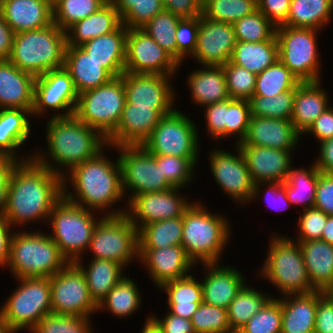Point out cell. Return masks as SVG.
<instances>
[{
	"instance_id": "cell-1",
	"label": "cell",
	"mask_w": 333,
	"mask_h": 333,
	"mask_svg": "<svg viewBox=\"0 0 333 333\" xmlns=\"http://www.w3.org/2000/svg\"><path fill=\"white\" fill-rule=\"evenodd\" d=\"M62 198L63 177L32 157L14 166L3 215L12 227L38 220L45 223Z\"/></svg>"
},
{
	"instance_id": "cell-2",
	"label": "cell",
	"mask_w": 333,
	"mask_h": 333,
	"mask_svg": "<svg viewBox=\"0 0 333 333\" xmlns=\"http://www.w3.org/2000/svg\"><path fill=\"white\" fill-rule=\"evenodd\" d=\"M94 158L73 167L63 176V197L82 208L92 211H103V216H119L126 213L122 209L109 210L112 205L124 198L122 190L121 166L119 159H108L104 151ZM68 182L74 189L67 190ZM69 191V192H68ZM75 192V193H74ZM74 193V194H73ZM107 209V212H106ZM107 213V214H106Z\"/></svg>"
},
{
	"instance_id": "cell-3",
	"label": "cell",
	"mask_w": 333,
	"mask_h": 333,
	"mask_svg": "<svg viewBox=\"0 0 333 333\" xmlns=\"http://www.w3.org/2000/svg\"><path fill=\"white\" fill-rule=\"evenodd\" d=\"M46 123L48 152L37 151L33 152L32 155L39 164L62 177L66 171L94 158L107 146L106 138L96 129L78 120L74 115L67 117H53L51 115ZM55 165H58L59 168ZM60 167L62 168L60 169Z\"/></svg>"
},
{
	"instance_id": "cell-4",
	"label": "cell",
	"mask_w": 333,
	"mask_h": 333,
	"mask_svg": "<svg viewBox=\"0 0 333 333\" xmlns=\"http://www.w3.org/2000/svg\"><path fill=\"white\" fill-rule=\"evenodd\" d=\"M222 215L197 200L185 210L181 245L195 265L220 262L231 237L229 219Z\"/></svg>"
},
{
	"instance_id": "cell-5",
	"label": "cell",
	"mask_w": 333,
	"mask_h": 333,
	"mask_svg": "<svg viewBox=\"0 0 333 333\" xmlns=\"http://www.w3.org/2000/svg\"><path fill=\"white\" fill-rule=\"evenodd\" d=\"M66 31L50 24L14 34L9 61L35 77L64 67Z\"/></svg>"
},
{
	"instance_id": "cell-6",
	"label": "cell",
	"mask_w": 333,
	"mask_h": 333,
	"mask_svg": "<svg viewBox=\"0 0 333 333\" xmlns=\"http://www.w3.org/2000/svg\"><path fill=\"white\" fill-rule=\"evenodd\" d=\"M26 231L11 237L7 266L15 279L50 278L69 263L47 233Z\"/></svg>"
},
{
	"instance_id": "cell-7",
	"label": "cell",
	"mask_w": 333,
	"mask_h": 333,
	"mask_svg": "<svg viewBox=\"0 0 333 333\" xmlns=\"http://www.w3.org/2000/svg\"><path fill=\"white\" fill-rule=\"evenodd\" d=\"M270 239L267 257L259 271L262 278L275 286L282 296L315 292L299 242L281 234Z\"/></svg>"
},
{
	"instance_id": "cell-8",
	"label": "cell",
	"mask_w": 333,
	"mask_h": 333,
	"mask_svg": "<svg viewBox=\"0 0 333 333\" xmlns=\"http://www.w3.org/2000/svg\"><path fill=\"white\" fill-rule=\"evenodd\" d=\"M92 210L82 208L64 197L54 206L49 219L52 233L48 235L58 245L68 262H75L88 251L98 219Z\"/></svg>"
},
{
	"instance_id": "cell-9",
	"label": "cell",
	"mask_w": 333,
	"mask_h": 333,
	"mask_svg": "<svg viewBox=\"0 0 333 333\" xmlns=\"http://www.w3.org/2000/svg\"><path fill=\"white\" fill-rule=\"evenodd\" d=\"M126 103L123 74L78 95L74 116L108 138L120 122Z\"/></svg>"
},
{
	"instance_id": "cell-10",
	"label": "cell",
	"mask_w": 333,
	"mask_h": 333,
	"mask_svg": "<svg viewBox=\"0 0 333 333\" xmlns=\"http://www.w3.org/2000/svg\"><path fill=\"white\" fill-rule=\"evenodd\" d=\"M16 290L0 308V319L10 327L29 332L52 312L50 278H18Z\"/></svg>"
},
{
	"instance_id": "cell-11",
	"label": "cell",
	"mask_w": 333,
	"mask_h": 333,
	"mask_svg": "<svg viewBox=\"0 0 333 333\" xmlns=\"http://www.w3.org/2000/svg\"><path fill=\"white\" fill-rule=\"evenodd\" d=\"M318 31L283 25L276 27L279 60L300 82L321 80Z\"/></svg>"
},
{
	"instance_id": "cell-12",
	"label": "cell",
	"mask_w": 333,
	"mask_h": 333,
	"mask_svg": "<svg viewBox=\"0 0 333 333\" xmlns=\"http://www.w3.org/2000/svg\"><path fill=\"white\" fill-rule=\"evenodd\" d=\"M93 259L114 261L124 268L139 259L138 229L126 214L103 216L99 219L90 240Z\"/></svg>"
},
{
	"instance_id": "cell-13",
	"label": "cell",
	"mask_w": 333,
	"mask_h": 333,
	"mask_svg": "<svg viewBox=\"0 0 333 333\" xmlns=\"http://www.w3.org/2000/svg\"><path fill=\"white\" fill-rule=\"evenodd\" d=\"M197 128L194 120L175 109L160 119L142 146L153 155L189 158L196 165L200 154Z\"/></svg>"
},
{
	"instance_id": "cell-14",
	"label": "cell",
	"mask_w": 333,
	"mask_h": 333,
	"mask_svg": "<svg viewBox=\"0 0 333 333\" xmlns=\"http://www.w3.org/2000/svg\"><path fill=\"white\" fill-rule=\"evenodd\" d=\"M119 152L123 194L127 202L135 195L160 192L173 186L161 171V156L149 153L142 145L114 147Z\"/></svg>"
},
{
	"instance_id": "cell-15",
	"label": "cell",
	"mask_w": 333,
	"mask_h": 333,
	"mask_svg": "<svg viewBox=\"0 0 333 333\" xmlns=\"http://www.w3.org/2000/svg\"><path fill=\"white\" fill-rule=\"evenodd\" d=\"M52 312L62 315L85 316L98 312L80 268L69 262L50 277Z\"/></svg>"
},
{
	"instance_id": "cell-16",
	"label": "cell",
	"mask_w": 333,
	"mask_h": 333,
	"mask_svg": "<svg viewBox=\"0 0 333 333\" xmlns=\"http://www.w3.org/2000/svg\"><path fill=\"white\" fill-rule=\"evenodd\" d=\"M78 95L73 80L64 67L48 71L36 77L31 114L33 117H42L46 111L56 110L59 113H55L53 117L74 115Z\"/></svg>"
},
{
	"instance_id": "cell-17",
	"label": "cell",
	"mask_w": 333,
	"mask_h": 333,
	"mask_svg": "<svg viewBox=\"0 0 333 333\" xmlns=\"http://www.w3.org/2000/svg\"><path fill=\"white\" fill-rule=\"evenodd\" d=\"M180 64L142 29H128L125 72L162 74L175 78Z\"/></svg>"
},
{
	"instance_id": "cell-18",
	"label": "cell",
	"mask_w": 333,
	"mask_h": 333,
	"mask_svg": "<svg viewBox=\"0 0 333 333\" xmlns=\"http://www.w3.org/2000/svg\"><path fill=\"white\" fill-rule=\"evenodd\" d=\"M235 147L234 154L220 148L211 150L208 162L213 178L222 191L236 204L245 205L252 198L254 183L239 146L235 144Z\"/></svg>"
},
{
	"instance_id": "cell-19",
	"label": "cell",
	"mask_w": 333,
	"mask_h": 333,
	"mask_svg": "<svg viewBox=\"0 0 333 333\" xmlns=\"http://www.w3.org/2000/svg\"><path fill=\"white\" fill-rule=\"evenodd\" d=\"M178 187L160 192H147L133 196L126 204V215L138 231L147 224L183 217L192 204L180 194Z\"/></svg>"
},
{
	"instance_id": "cell-20",
	"label": "cell",
	"mask_w": 333,
	"mask_h": 333,
	"mask_svg": "<svg viewBox=\"0 0 333 333\" xmlns=\"http://www.w3.org/2000/svg\"><path fill=\"white\" fill-rule=\"evenodd\" d=\"M171 79L169 75L124 72L126 103L153 107L162 116L171 114L176 108L173 104L176 93L170 83Z\"/></svg>"
},
{
	"instance_id": "cell-21",
	"label": "cell",
	"mask_w": 333,
	"mask_h": 333,
	"mask_svg": "<svg viewBox=\"0 0 333 333\" xmlns=\"http://www.w3.org/2000/svg\"><path fill=\"white\" fill-rule=\"evenodd\" d=\"M235 45L233 24L201 15L196 48L190 57L199 65L223 66L231 60Z\"/></svg>"
},
{
	"instance_id": "cell-22",
	"label": "cell",
	"mask_w": 333,
	"mask_h": 333,
	"mask_svg": "<svg viewBox=\"0 0 333 333\" xmlns=\"http://www.w3.org/2000/svg\"><path fill=\"white\" fill-rule=\"evenodd\" d=\"M238 146L254 185L286 181L288 173L293 168L291 150L253 145Z\"/></svg>"
},
{
	"instance_id": "cell-23",
	"label": "cell",
	"mask_w": 333,
	"mask_h": 333,
	"mask_svg": "<svg viewBox=\"0 0 333 333\" xmlns=\"http://www.w3.org/2000/svg\"><path fill=\"white\" fill-rule=\"evenodd\" d=\"M163 116L153 107L125 103L119 124L106 139L111 148L142 145Z\"/></svg>"
},
{
	"instance_id": "cell-24",
	"label": "cell",
	"mask_w": 333,
	"mask_h": 333,
	"mask_svg": "<svg viewBox=\"0 0 333 333\" xmlns=\"http://www.w3.org/2000/svg\"><path fill=\"white\" fill-rule=\"evenodd\" d=\"M138 261L146 267L149 277L158 288L165 282L189 275L195 266L182 245L162 249H139Z\"/></svg>"
},
{
	"instance_id": "cell-25",
	"label": "cell",
	"mask_w": 333,
	"mask_h": 333,
	"mask_svg": "<svg viewBox=\"0 0 333 333\" xmlns=\"http://www.w3.org/2000/svg\"><path fill=\"white\" fill-rule=\"evenodd\" d=\"M301 136L291 120L251 116L246 136L237 145L293 151Z\"/></svg>"
},
{
	"instance_id": "cell-26",
	"label": "cell",
	"mask_w": 333,
	"mask_h": 333,
	"mask_svg": "<svg viewBox=\"0 0 333 333\" xmlns=\"http://www.w3.org/2000/svg\"><path fill=\"white\" fill-rule=\"evenodd\" d=\"M201 265L207 272L201 279L203 303L227 309L246 284L245 277L236 267L222 266L219 262Z\"/></svg>"
},
{
	"instance_id": "cell-27",
	"label": "cell",
	"mask_w": 333,
	"mask_h": 333,
	"mask_svg": "<svg viewBox=\"0 0 333 333\" xmlns=\"http://www.w3.org/2000/svg\"><path fill=\"white\" fill-rule=\"evenodd\" d=\"M0 11L14 33L53 24L52 0H0Z\"/></svg>"
},
{
	"instance_id": "cell-28",
	"label": "cell",
	"mask_w": 333,
	"mask_h": 333,
	"mask_svg": "<svg viewBox=\"0 0 333 333\" xmlns=\"http://www.w3.org/2000/svg\"><path fill=\"white\" fill-rule=\"evenodd\" d=\"M36 77L0 60V109L32 111Z\"/></svg>"
},
{
	"instance_id": "cell-29",
	"label": "cell",
	"mask_w": 333,
	"mask_h": 333,
	"mask_svg": "<svg viewBox=\"0 0 333 333\" xmlns=\"http://www.w3.org/2000/svg\"><path fill=\"white\" fill-rule=\"evenodd\" d=\"M128 28L121 24L115 31L93 38L80 47L113 77L125 72Z\"/></svg>"
},
{
	"instance_id": "cell-30",
	"label": "cell",
	"mask_w": 333,
	"mask_h": 333,
	"mask_svg": "<svg viewBox=\"0 0 333 333\" xmlns=\"http://www.w3.org/2000/svg\"><path fill=\"white\" fill-rule=\"evenodd\" d=\"M321 80L300 82L296 86L291 122L302 135L330 105L329 95L321 87Z\"/></svg>"
},
{
	"instance_id": "cell-31",
	"label": "cell",
	"mask_w": 333,
	"mask_h": 333,
	"mask_svg": "<svg viewBox=\"0 0 333 333\" xmlns=\"http://www.w3.org/2000/svg\"><path fill=\"white\" fill-rule=\"evenodd\" d=\"M324 293L281 296V333H314L318 300Z\"/></svg>"
},
{
	"instance_id": "cell-32",
	"label": "cell",
	"mask_w": 333,
	"mask_h": 333,
	"mask_svg": "<svg viewBox=\"0 0 333 333\" xmlns=\"http://www.w3.org/2000/svg\"><path fill=\"white\" fill-rule=\"evenodd\" d=\"M64 69L70 74L78 94L97 88L114 78L80 46L66 47Z\"/></svg>"
},
{
	"instance_id": "cell-33",
	"label": "cell",
	"mask_w": 333,
	"mask_h": 333,
	"mask_svg": "<svg viewBox=\"0 0 333 333\" xmlns=\"http://www.w3.org/2000/svg\"><path fill=\"white\" fill-rule=\"evenodd\" d=\"M29 115L32 116L29 110L0 109V158L25 161L33 157L31 154L19 158L16 152L31 135L32 125L28 119Z\"/></svg>"
},
{
	"instance_id": "cell-34",
	"label": "cell",
	"mask_w": 333,
	"mask_h": 333,
	"mask_svg": "<svg viewBox=\"0 0 333 333\" xmlns=\"http://www.w3.org/2000/svg\"><path fill=\"white\" fill-rule=\"evenodd\" d=\"M121 24L118 11L108 1L98 11L66 30L67 46H81L93 38L115 31Z\"/></svg>"
},
{
	"instance_id": "cell-35",
	"label": "cell",
	"mask_w": 333,
	"mask_h": 333,
	"mask_svg": "<svg viewBox=\"0 0 333 333\" xmlns=\"http://www.w3.org/2000/svg\"><path fill=\"white\" fill-rule=\"evenodd\" d=\"M191 99L202 107L229 99L226 76L222 66L201 65L187 78Z\"/></svg>"
},
{
	"instance_id": "cell-36",
	"label": "cell",
	"mask_w": 333,
	"mask_h": 333,
	"mask_svg": "<svg viewBox=\"0 0 333 333\" xmlns=\"http://www.w3.org/2000/svg\"><path fill=\"white\" fill-rule=\"evenodd\" d=\"M299 244L311 285L325 292L333 284V245L322 240Z\"/></svg>"
},
{
	"instance_id": "cell-37",
	"label": "cell",
	"mask_w": 333,
	"mask_h": 333,
	"mask_svg": "<svg viewBox=\"0 0 333 333\" xmlns=\"http://www.w3.org/2000/svg\"><path fill=\"white\" fill-rule=\"evenodd\" d=\"M165 291L168 298V311L191 320L193 313L203 302L201 280L189 275L163 283L158 290Z\"/></svg>"
},
{
	"instance_id": "cell-38",
	"label": "cell",
	"mask_w": 333,
	"mask_h": 333,
	"mask_svg": "<svg viewBox=\"0 0 333 333\" xmlns=\"http://www.w3.org/2000/svg\"><path fill=\"white\" fill-rule=\"evenodd\" d=\"M82 260L83 257L74 263L82 271L89 293L98 305L109 291L126 276L123 274L125 268L114 261L92 258L88 267H86Z\"/></svg>"
},
{
	"instance_id": "cell-39",
	"label": "cell",
	"mask_w": 333,
	"mask_h": 333,
	"mask_svg": "<svg viewBox=\"0 0 333 333\" xmlns=\"http://www.w3.org/2000/svg\"><path fill=\"white\" fill-rule=\"evenodd\" d=\"M277 60H279L278 44L274 34L267 41L256 43L236 41L230 61L257 75Z\"/></svg>"
},
{
	"instance_id": "cell-40",
	"label": "cell",
	"mask_w": 333,
	"mask_h": 333,
	"mask_svg": "<svg viewBox=\"0 0 333 333\" xmlns=\"http://www.w3.org/2000/svg\"><path fill=\"white\" fill-rule=\"evenodd\" d=\"M333 0H291L283 26L320 30L332 19Z\"/></svg>"
},
{
	"instance_id": "cell-41",
	"label": "cell",
	"mask_w": 333,
	"mask_h": 333,
	"mask_svg": "<svg viewBox=\"0 0 333 333\" xmlns=\"http://www.w3.org/2000/svg\"><path fill=\"white\" fill-rule=\"evenodd\" d=\"M183 217L144 225L138 231L139 249H162L181 245Z\"/></svg>"
},
{
	"instance_id": "cell-42",
	"label": "cell",
	"mask_w": 333,
	"mask_h": 333,
	"mask_svg": "<svg viewBox=\"0 0 333 333\" xmlns=\"http://www.w3.org/2000/svg\"><path fill=\"white\" fill-rule=\"evenodd\" d=\"M142 304L141 292L134 280L125 276L98 304V311L105 310L118 318L129 317Z\"/></svg>"
},
{
	"instance_id": "cell-43",
	"label": "cell",
	"mask_w": 333,
	"mask_h": 333,
	"mask_svg": "<svg viewBox=\"0 0 333 333\" xmlns=\"http://www.w3.org/2000/svg\"><path fill=\"white\" fill-rule=\"evenodd\" d=\"M272 297L245 284L227 308L231 330L237 333Z\"/></svg>"
},
{
	"instance_id": "cell-44",
	"label": "cell",
	"mask_w": 333,
	"mask_h": 333,
	"mask_svg": "<svg viewBox=\"0 0 333 333\" xmlns=\"http://www.w3.org/2000/svg\"><path fill=\"white\" fill-rule=\"evenodd\" d=\"M306 168H291L285 183L286 195L291 205L302 204L303 210L314 207L319 170L312 163Z\"/></svg>"
},
{
	"instance_id": "cell-45",
	"label": "cell",
	"mask_w": 333,
	"mask_h": 333,
	"mask_svg": "<svg viewBox=\"0 0 333 333\" xmlns=\"http://www.w3.org/2000/svg\"><path fill=\"white\" fill-rule=\"evenodd\" d=\"M300 81L280 61L257 74L253 95L270 97L294 89Z\"/></svg>"
},
{
	"instance_id": "cell-46",
	"label": "cell",
	"mask_w": 333,
	"mask_h": 333,
	"mask_svg": "<svg viewBox=\"0 0 333 333\" xmlns=\"http://www.w3.org/2000/svg\"><path fill=\"white\" fill-rule=\"evenodd\" d=\"M109 0H53V23L66 31L74 23L98 11Z\"/></svg>"
},
{
	"instance_id": "cell-47",
	"label": "cell",
	"mask_w": 333,
	"mask_h": 333,
	"mask_svg": "<svg viewBox=\"0 0 333 333\" xmlns=\"http://www.w3.org/2000/svg\"><path fill=\"white\" fill-rule=\"evenodd\" d=\"M296 87L276 96L253 95L249 100L250 115L290 120L293 112Z\"/></svg>"
},
{
	"instance_id": "cell-48",
	"label": "cell",
	"mask_w": 333,
	"mask_h": 333,
	"mask_svg": "<svg viewBox=\"0 0 333 333\" xmlns=\"http://www.w3.org/2000/svg\"><path fill=\"white\" fill-rule=\"evenodd\" d=\"M257 9V0H203V15L214 21L235 23Z\"/></svg>"
},
{
	"instance_id": "cell-49",
	"label": "cell",
	"mask_w": 333,
	"mask_h": 333,
	"mask_svg": "<svg viewBox=\"0 0 333 333\" xmlns=\"http://www.w3.org/2000/svg\"><path fill=\"white\" fill-rule=\"evenodd\" d=\"M180 18L172 12L163 10L155 15L141 29L176 60L174 34Z\"/></svg>"
},
{
	"instance_id": "cell-50",
	"label": "cell",
	"mask_w": 333,
	"mask_h": 333,
	"mask_svg": "<svg viewBox=\"0 0 333 333\" xmlns=\"http://www.w3.org/2000/svg\"><path fill=\"white\" fill-rule=\"evenodd\" d=\"M236 41L261 42L269 40L276 26L258 9L233 23Z\"/></svg>"
},
{
	"instance_id": "cell-51",
	"label": "cell",
	"mask_w": 333,
	"mask_h": 333,
	"mask_svg": "<svg viewBox=\"0 0 333 333\" xmlns=\"http://www.w3.org/2000/svg\"><path fill=\"white\" fill-rule=\"evenodd\" d=\"M90 318L51 312L44 316L30 333H93Z\"/></svg>"
},
{
	"instance_id": "cell-52",
	"label": "cell",
	"mask_w": 333,
	"mask_h": 333,
	"mask_svg": "<svg viewBox=\"0 0 333 333\" xmlns=\"http://www.w3.org/2000/svg\"><path fill=\"white\" fill-rule=\"evenodd\" d=\"M281 298L272 297L237 333H281Z\"/></svg>"
},
{
	"instance_id": "cell-53",
	"label": "cell",
	"mask_w": 333,
	"mask_h": 333,
	"mask_svg": "<svg viewBox=\"0 0 333 333\" xmlns=\"http://www.w3.org/2000/svg\"><path fill=\"white\" fill-rule=\"evenodd\" d=\"M195 333H234L228 321L227 309L201 303L191 318Z\"/></svg>"
},
{
	"instance_id": "cell-54",
	"label": "cell",
	"mask_w": 333,
	"mask_h": 333,
	"mask_svg": "<svg viewBox=\"0 0 333 333\" xmlns=\"http://www.w3.org/2000/svg\"><path fill=\"white\" fill-rule=\"evenodd\" d=\"M222 67L226 76L229 97L249 100L255 91L257 75L231 61Z\"/></svg>"
},
{
	"instance_id": "cell-55",
	"label": "cell",
	"mask_w": 333,
	"mask_h": 333,
	"mask_svg": "<svg viewBox=\"0 0 333 333\" xmlns=\"http://www.w3.org/2000/svg\"><path fill=\"white\" fill-rule=\"evenodd\" d=\"M195 168V164L189 158L161 156L162 175L173 187L183 189L188 186L193 180Z\"/></svg>"
},
{
	"instance_id": "cell-56",
	"label": "cell",
	"mask_w": 333,
	"mask_h": 333,
	"mask_svg": "<svg viewBox=\"0 0 333 333\" xmlns=\"http://www.w3.org/2000/svg\"><path fill=\"white\" fill-rule=\"evenodd\" d=\"M250 106L245 99H228L227 124H225V138L236 137L239 144L245 138L249 120Z\"/></svg>"
},
{
	"instance_id": "cell-57",
	"label": "cell",
	"mask_w": 333,
	"mask_h": 333,
	"mask_svg": "<svg viewBox=\"0 0 333 333\" xmlns=\"http://www.w3.org/2000/svg\"><path fill=\"white\" fill-rule=\"evenodd\" d=\"M199 30V18L180 19L176 26L174 39L176 43V61L180 64L191 56L196 48ZM184 59V60H183Z\"/></svg>"
},
{
	"instance_id": "cell-58",
	"label": "cell",
	"mask_w": 333,
	"mask_h": 333,
	"mask_svg": "<svg viewBox=\"0 0 333 333\" xmlns=\"http://www.w3.org/2000/svg\"><path fill=\"white\" fill-rule=\"evenodd\" d=\"M164 9L161 0H139L121 16V23L128 29H141Z\"/></svg>"
},
{
	"instance_id": "cell-59",
	"label": "cell",
	"mask_w": 333,
	"mask_h": 333,
	"mask_svg": "<svg viewBox=\"0 0 333 333\" xmlns=\"http://www.w3.org/2000/svg\"><path fill=\"white\" fill-rule=\"evenodd\" d=\"M301 214L298 220V237L294 240L296 242L320 240L328 215L315 207L305 209Z\"/></svg>"
},
{
	"instance_id": "cell-60",
	"label": "cell",
	"mask_w": 333,
	"mask_h": 333,
	"mask_svg": "<svg viewBox=\"0 0 333 333\" xmlns=\"http://www.w3.org/2000/svg\"><path fill=\"white\" fill-rule=\"evenodd\" d=\"M207 134L213 140L225 138V124H227L228 99L222 102L204 106Z\"/></svg>"
},
{
	"instance_id": "cell-61",
	"label": "cell",
	"mask_w": 333,
	"mask_h": 333,
	"mask_svg": "<svg viewBox=\"0 0 333 333\" xmlns=\"http://www.w3.org/2000/svg\"><path fill=\"white\" fill-rule=\"evenodd\" d=\"M262 186H264V187L266 186L267 192L264 195H266V197H265L266 202L269 204V206L271 208L274 207L275 210L283 211L291 206V203L288 200L287 195H286V189H285L284 182L259 183V184L254 185L253 194H252V198H251L250 202L259 199V196L263 193V191H261L263 188ZM267 187H269V188H267ZM275 203H277V204H275ZM278 204H280V205H278ZM276 205L279 207H277Z\"/></svg>"
},
{
	"instance_id": "cell-62",
	"label": "cell",
	"mask_w": 333,
	"mask_h": 333,
	"mask_svg": "<svg viewBox=\"0 0 333 333\" xmlns=\"http://www.w3.org/2000/svg\"><path fill=\"white\" fill-rule=\"evenodd\" d=\"M314 207L333 215V173L319 171Z\"/></svg>"
},
{
	"instance_id": "cell-63",
	"label": "cell",
	"mask_w": 333,
	"mask_h": 333,
	"mask_svg": "<svg viewBox=\"0 0 333 333\" xmlns=\"http://www.w3.org/2000/svg\"><path fill=\"white\" fill-rule=\"evenodd\" d=\"M165 10L180 19L199 18L203 15V0H161Z\"/></svg>"
},
{
	"instance_id": "cell-64",
	"label": "cell",
	"mask_w": 333,
	"mask_h": 333,
	"mask_svg": "<svg viewBox=\"0 0 333 333\" xmlns=\"http://www.w3.org/2000/svg\"><path fill=\"white\" fill-rule=\"evenodd\" d=\"M290 4L291 0H257V9L277 27L287 20Z\"/></svg>"
},
{
	"instance_id": "cell-65",
	"label": "cell",
	"mask_w": 333,
	"mask_h": 333,
	"mask_svg": "<svg viewBox=\"0 0 333 333\" xmlns=\"http://www.w3.org/2000/svg\"><path fill=\"white\" fill-rule=\"evenodd\" d=\"M314 333H333V300L326 293L318 300Z\"/></svg>"
},
{
	"instance_id": "cell-66",
	"label": "cell",
	"mask_w": 333,
	"mask_h": 333,
	"mask_svg": "<svg viewBox=\"0 0 333 333\" xmlns=\"http://www.w3.org/2000/svg\"><path fill=\"white\" fill-rule=\"evenodd\" d=\"M150 318L163 333H195L191 320L174 315L169 311L163 319L157 317V315L155 317L154 314H151Z\"/></svg>"
},
{
	"instance_id": "cell-67",
	"label": "cell",
	"mask_w": 333,
	"mask_h": 333,
	"mask_svg": "<svg viewBox=\"0 0 333 333\" xmlns=\"http://www.w3.org/2000/svg\"><path fill=\"white\" fill-rule=\"evenodd\" d=\"M330 105L317 117L314 123L303 134H313L318 142L333 138V106Z\"/></svg>"
},
{
	"instance_id": "cell-68",
	"label": "cell",
	"mask_w": 333,
	"mask_h": 333,
	"mask_svg": "<svg viewBox=\"0 0 333 333\" xmlns=\"http://www.w3.org/2000/svg\"><path fill=\"white\" fill-rule=\"evenodd\" d=\"M18 162L19 161L13 158H0V214L4 213L7 202L9 179L14 166Z\"/></svg>"
},
{
	"instance_id": "cell-69",
	"label": "cell",
	"mask_w": 333,
	"mask_h": 333,
	"mask_svg": "<svg viewBox=\"0 0 333 333\" xmlns=\"http://www.w3.org/2000/svg\"><path fill=\"white\" fill-rule=\"evenodd\" d=\"M12 226L3 214H0V267H7L11 237L14 233Z\"/></svg>"
},
{
	"instance_id": "cell-70",
	"label": "cell",
	"mask_w": 333,
	"mask_h": 333,
	"mask_svg": "<svg viewBox=\"0 0 333 333\" xmlns=\"http://www.w3.org/2000/svg\"><path fill=\"white\" fill-rule=\"evenodd\" d=\"M320 151L314 160L315 167L323 173H333V138L320 142Z\"/></svg>"
},
{
	"instance_id": "cell-71",
	"label": "cell",
	"mask_w": 333,
	"mask_h": 333,
	"mask_svg": "<svg viewBox=\"0 0 333 333\" xmlns=\"http://www.w3.org/2000/svg\"><path fill=\"white\" fill-rule=\"evenodd\" d=\"M14 32L0 11V60H8L12 51Z\"/></svg>"
},
{
	"instance_id": "cell-72",
	"label": "cell",
	"mask_w": 333,
	"mask_h": 333,
	"mask_svg": "<svg viewBox=\"0 0 333 333\" xmlns=\"http://www.w3.org/2000/svg\"><path fill=\"white\" fill-rule=\"evenodd\" d=\"M320 240L333 245V215H328Z\"/></svg>"
},
{
	"instance_id": "cell-73",
	"label": "cell",
	"mask_w": 333,
	"mask_h": 333,
	"mask_svg": "<svg viewBox=\"0 0 333 333\" xmlns=\"http://www.w3.org/2000/svg\"><path fill=\"white\" fill-rule=\"evenodd\" d=\"M114 8L118 11L120 17L133 5V3L139 0H109Z\"/></svg>"
},
{
	"instance_id": "cell-74",
	"label": "cell",
	"mask_w": 333,
	"mask_h": 333,
	"mask_svg": "<svg viewBox=\"0 0 333 333\" xmlns=\"http://www.w3.org/2000/svg\"><path fill=\"white\" fill-rule=\"evenodd\" d=\"M141 331V333H163L157 324L150 318V315L147 317Z\"/></svg>"
},
{
	"instance_id": "cell-75",
	"label": "cell",
	"mask_w": 333,
	"mask_h": 333,
	"mask_svg": "<svg viewBox=\"0 0 333 333\" xmlns=\"http://www.w3.org/2000/svg\"><path fill=\"white\" fill-rule=\"evenodd\" d=\"M17 329L10 327L3 320L0 319V333H17Z\"/></svg>"
},
{
	"instance_id": "cell-76",
	"label": "cell",
	"mask_w": 333,
	"mask_h": 333,
	"mask_svg": "<svg viewBox=\"0 0 333 333\" xmlns=\"http://www.w3.org/2000/svg\"><path fill=\"white\" fill-rule=\"evenodd\" d=\"M325 293L333 300V284L325 291Z\"/></svg>"
}]
</instances>
